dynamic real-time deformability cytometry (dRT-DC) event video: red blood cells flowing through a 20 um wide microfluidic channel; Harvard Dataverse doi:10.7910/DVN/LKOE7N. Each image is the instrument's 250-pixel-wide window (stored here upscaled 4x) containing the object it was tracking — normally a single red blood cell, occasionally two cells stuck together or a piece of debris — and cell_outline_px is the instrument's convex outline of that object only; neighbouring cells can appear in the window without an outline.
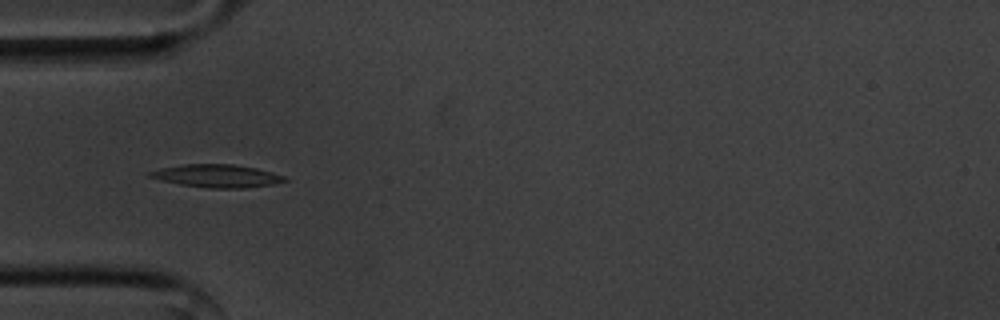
{"species": "common noctule bat (a hibernating species)", "species_latin": "Nyctalus noctula", "temperature_condition": "cold", "stored_images_in_passage": 13, "camera_frame_rate_fps": 3000, "um_per_image_px": 0.085, "animal": {"sex": "male", "body_mass_g": 20.1, "forearm_length_mm": 53.5}, "frame": {"image": 1, "passage_image": 3, "time_ms": 0.667, "image_size_px": [1000, 320], "cell_outline_px": [[288, 180], [272, 184], [244, 188], [208, 188], [180, 184], [160, 180], [148, 176], [148, 172], [160, 168], [184, 164], [232, 164], [256, 168], [272, 172], [284, 176]], "centroid_in_image_um": [18.42, 14.95], "position_along_channel_um": 66.6, "area_um2": 17.86}}
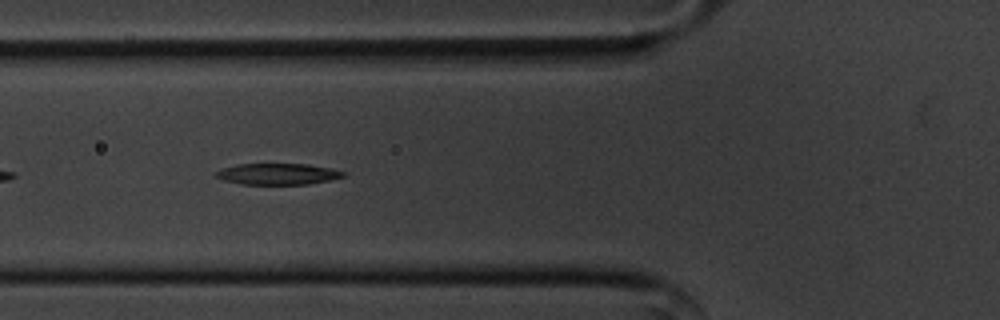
{"frame": {"image": 2, "passage_image": 6, "time_ms": 1.667, "image_size_px": [1000, 320], "cell_outline_px": [[348, 172], [344, 176], [328, 180], [308, 184], [240, 184], [224, 180], [216, 176], [216, 172], [220, 168], [236, 164], [308, 164]], "centroid_in_image_um": [23.59, 14.78], "position_along_channel_um": 102.2, "area_um2": 15.66}}